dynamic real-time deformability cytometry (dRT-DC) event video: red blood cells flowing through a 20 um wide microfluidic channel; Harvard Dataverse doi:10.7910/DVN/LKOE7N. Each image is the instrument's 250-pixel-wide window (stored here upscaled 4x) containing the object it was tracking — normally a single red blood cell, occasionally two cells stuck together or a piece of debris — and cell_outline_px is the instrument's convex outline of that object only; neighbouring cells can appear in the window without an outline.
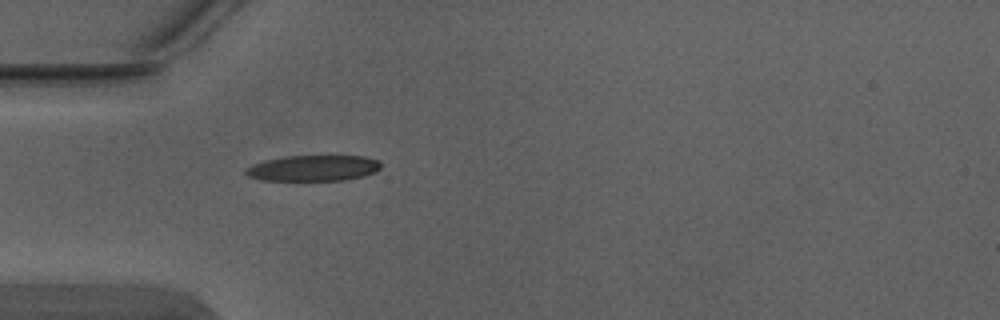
{"species": "Egyptian fruit bat (a non-hibernating species)", "species_latin": "Rousettus aegyptiacus", "temperature_condition": "warm", "stored_images_in_passage": 1, "camera_frame_rate_fps": 3000, "um_per_image_px": 0.085, "animal": {"sex": "male"}, "frame": {"image": 1, "passage_image": 1, "time_ms": 0.0, "image_size_px": [1000, 320], "cell_outline_px": [[380, 168], [364, 176], [344, 180], [260, 180], [248, 176], [244, 172], [244, 168], [252, 164], [264, 160], [284, 156], [364, 156], [376, 160], [380, 164]], "centroid_in_image_um": [26.55, 14.29], "position_along_channel_um": 58.4, "area_um2": 20.29}}